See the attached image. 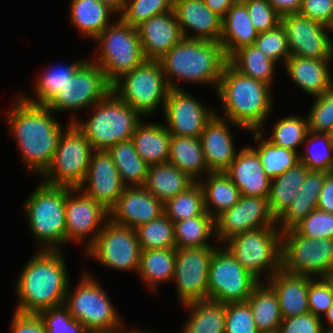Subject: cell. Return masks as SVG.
Returning <instances> with one entry per match:
<instances>
[{"instance_id":"cell-67","label":"cell","mask_w":333,"mask_h":333,"mask_svg":"<svg viewBox=\"0 0 333 333\" xmlns=\"http://www.w3.org/2000/svg\"><path fill=\"white\" fill-rule=\"evenodd\" d=\"M124 333H156V332H152V331H148V330H146V329H130V330H128V329H126V327L124 328Z\"/></svg>"},{"instance_id":"cell-33","label":"cell","mask_w":333,"mask_h":333,"mask_svg":"<svg viewBox=\"0 0 333 333\" xmlns=\"http://www.w3.org/2000/svg\"><path fill=\"white\" fill-rule=\"evenodd\" d=\"M198 183L202 187L205 210L214 219L241 197L240 190L225 172H209Z\"/></svg>"},{"instance_id":"cell-20","label":"cell","mask_w":333,"mask_h":333,"mask_svg":"<svg viewBox=\"0 0 333 333\" xmlns=\"http://www.w3.org/2000/svg\"><path fill=\"white\" fill-rule=\"evenodd\" d=\"M203 104L186 90L170 89L163 110L168 132L175 136L199 138L216 114V110Z\"/></svg>"},{"instance_id":"cell-47","label":"cell","mask_w":333,"mask_h":333,"mask_svg":"<svg viewBox=\"0 0 333 333\" xmlns=\"http://www.w3.org/2000/svg\"><path fill=\"white\" fill-rule=\"evenodd\" d=\"M141 250L176 248L174 222L165 214L135 229Z\"/></svg>"},{"instance_id":"cell-34","label":"cell","mask_w":333,"mask_h":333,"mask_svg":"<svg viewBox=\"0 0 333 333\" xmlns=\"http://www.w3.org/2000/svg\"><path fill=\"white\" fill-rule=\"evenodd\" d=\"M172 165L185 172L195 182L201 174L209 173L200 138L171 135L169 159Z\"/></svg>"},{"instance_id":"cell-17","label":"cell","mask_w":333,"mask_h":333,"mask_svg":"<svg viewBox=\"0 0 333 333\" xmlns=\"http://www.w3.org/2000/svg\"><path fill=\"white\" fill-rule=\"evenodd\" d=\"M281 25L285 29L291 55L320 60L333 59L330 27L300 13L281 16Z\"/></svg>"},{"instance_id":"cell-65","label":"cell","mask_w":333,"mask_h":333,"mask_svg":"<svg viewBox=\"0 0 333 333\" xmlns=\"http://www.w3.org/2000/svg\"><path fill=\"white\" fill-rule=\"evenodd\" d=\"M325 319L328 321V323L323 326L325 332L332 331L333 330V304L332 306L327 310L326 314L324 315Z\"/></svg>"},{"instance_id":"cell-57","label":"cell","mask_w":333,"mask_h":333,"mask_svg":"<svg viewBox=\"0 0 333 333\" xmlns=\"http://www.w3.org/2000/svg\"><path fill=\"white\" fill-rule=\"evenodd\" d=\"M323 320L308 312L294 317L284 318L279 333H325Z\"/></svg>"},{"instance_id":"cell-44","label":"cell","mask_w":333,"mask_h":333,"mask_svg":"<svg viewBox=\"0 0 333 333\" xmlns=\"http://www.w3.org/2000/svg\"><path fill=\"white\" fill-rule=\"evenodd\" d=\"M304 143H307V148L304 153H299V162L310 171L333 172V139L330 133L309 131Z\"/></svg>"},{"instance_id":"cell-53","label":"cell","mask_w":333,"mask_h":333,"mask_svg":"<svg viewBox=\"0 0 333 333\" xmlns=\"http://www.w3.org/2000/svg\"><path fill=\"white\" fill-rule=\"evenodd\" d=\"M319 196L297 195L291 205L276 220L281 232L294 229L311 211L317 208Z\"/></svg>"},{"instance_id":"cell-18","label":"cell","mask_w":333,"mask_h":333,"mask_svg":"<svg viewBox=\"0 0 333 333\" xmlns=\"http://www.w3.org/2000/svg\"><path fill=\"white\" fill-rule=\"evenodd\" d=\"M67 243L88 240L85 251L95 242L105 222L109 219V211L93 198L87 196L79 188H69L65 207ZM91 235V236H90ZM87 236H89L87 238Z\"/></svg>"},{"instance_id":"cell-51","label":"cell","mask_w":333,"mask_h":333,"mask_svg":"<svg viewBox=\"0 0 333 333\" xmlns=\"http://www.w3.org/2000/svg\"><path fill=\"white\" fill-rule=\"evenodd\" d=\"M38 315L47 333H90L72 317L64 305L41 311Z\"/></svg>"},{"instance_id":"cell-54","label":"cell","mask_w":333,"mask_h":333,"mask_svg":"<svg viewBox=\"0 0 333 333\" xmlns=\"http://www.w3.org/2000/svg\"><path fill=\"white\" fill-rule=\"evenodd\" d=\"M294 229L304 237L333 239V213L316 208Z\"/></svg>"},{"instance_id":"cell-11","label":"cell","mask_w":333,"mask_h":333,"mask_svg":"<svg viewBox=\"0 0 333 333\" xmlns=\"http://www.w3.org/2000/svg\"><path fill=\"white\" fill-rule=\"evenodd\" d=\"M93 151L90 141L74 123L69 122L61 134L50 164L41 174L42 182L79 188L85 180Z\"/></svg>"},{"instance_id":"cell-9","label":"cell","mask_w":333,"mask_h":333,"mask_svg":"<svg viewBox=\"0 0 333 333\" xmlns=\"http://www.w3.org/2000/svg\"><path fill=\"white\" fill-rule=\"evenodd\" d=\"M93 41L98 47L95 49L96 58L92 61L103 69L111 84L146 60L137 29L120 18Z\"/></svg>"},{"instance_id":"cell-49","label":"cell","mask_w":333,"mask_h":333,"mask_svg":"<svg viewBox=\"0 0 333 333\" xmlns=\"http://www.w3.org/2000/svg\"><path fill=\"white\" fill-rule=\"evenodd\" d=\"M254 46L260 49L265 56L276 64L279 60L282 65L291 56L284 27L279 24L276 28L258 33Z\"/></svg>"},{"instance_id":"cell-60","label":"cell","mask_w":333,"mask_h":333,"mask_svg":"<svg viewBox=\"0 0 333 333\" xmlns=\"http://www.w3.org/2000/svg\"><path fill=\"white\" fill-rule=\"evenodd\" d=\"M328 173L308 171L306 179L299 190V195L319 196Z\"/></svg>"},{"instance_id":"cell-29","label":"cell","mask_w":333,"mask_h":333,"mask_svg":"<svg viewBox=\"0 0 333 333\" xmlns=\"http://www.w3.org/2000/svg\"><path fill=\"white\" fill-rule=\"evenodd\" d=\"M258 36L243 2L232 5L222 18V32L219 43L229 59L237 50L254 45Z\"/></svg>"},{"instance_id":"cell-15","label":"cell","mask_w":333,"mask_h":333,"mask_svg":"<svg viewBox=\"0 0 333 333\" xmlns=\"http://www.w3.org/2000/svg\"><path fill=\"white\" fill-rule=\"evenodd\" d=\"M141 247L135 229L108 219L95 242L85 251L105 267L134 272L140 267Z\"/></svg>"},{"instance_id":"cell-8","label":"cell","mask_w":333,"mask_h":333,"mask_svg":"<svg viewBox=\"0 0 333 333\" xmlns=\"http://www.w3.org/2000/svg\"><path fill=\"white\" fill-rule=\"evenodd\" d=\"M224 245L260 282L267 281L282 267V232L277 226L237 234ZM264 273L265 280L262 279Z\"/></svg>"},{"instance_id":"cell-62","label":"cell","mask_w":333,"mask_h":333,"mask_svg":"<svg viewBox=\"0 0 333 333\" xmlns=\"http://www.w3.org/2000/svg\"><path fill=\"white\" fill-rule=\"evenodd\" d=\"M273 8L281 15L298 13L302 0H268Z\"/></svg>"},{"instance_id":"cell-46","label":"cell","mask_w":333,"mask_h":333,"mask_svg":"<svg viewBox=\"0 0 333 333\" xmlns=\"http://www.w3.org/2000/svg\"><path fill=\"white\" fill-rule=\"evenodd\" d=\"M309 121L300 115H289L277 120L271 130L269 140L273 145L298 152L309 133Z\"/></svg>"},{"instance_id":"cell-35","label":"cell","mask_w":333,"mask_h":333,"mask_svg":"<svg viewBox=\"0 0 333 333\" xmlns=\"http://www.w3.org/2000/svg\"><path fill=\"white\" fill-rule=\"evenodd\" d=\"M189 316L181 333H225L226 303L203 300L183 305Z\"/></svg>"},{"instance_id":"cell-39","label":"cell","mask_w":333,"mask_h":333,"mask_svg":"<svg viewBox=\"0 0 333 333\" xmlns=\"http://www.w3.org/2000/svg\"><path fill=\"white\" fill-rule=\"evenodd\" d=\"M106 151L126 187L144 186L149 165L138 155L132 140L119 142Z\"/></svg>"},{"instance_id":"cell-50","label":"cell","mask_w":333,"mask_h":333,"mask_svg":"<svg viewBox=\"0 0 333 333\" xmlns=\"http://www.w3.org/2000/svg\"><path fill=\"white\" fill-rule=\"evenodd\" d=\"M313 98L307 115L309 130L315 133H330L333 128V87Z\"/></svg>"},{"instance_id":"cell-36","label":"cell","mask_w":333,"mask_h":333,"mask_svg":"<svg viewBox=\"0 0 333 333\" xmlns=\"http://www.w3.org/2000/svg\"><path fill=\"white\" fill-rule=\"evenodd\" d=\"M258 331H278L283 320L278 297L267 282H260L247 299Z\"/></svg>"},{"instance_id":"cell-70","label":"cell","mask_w":333,"mask_h":333,"mask_svg":"<svg viewBox=\"0 0 333 333\" xmlns=\"http://www.w3.org/2000/svg\"><path fill=\"white\" fill-rule=\"evenodd\" d=\"M330 136H331V138L333 139V128H332V130L330 131Z\"/></svg>"},{"instance_id":"cell-14","label":"cell","mask_w":333,"mask_h":333,"mask_svg":"<svg viewBox=\"0 0 333 333\" xmlns=\"http://www.w3.org/2000/svg\"><path fill=\"white\" fill-rule=\"evenodd\" d=\"M89 60L87 59L62 89L45 104L54 113L77 112L90 108L112 90V84L106 79L103 69Z\"/></svg>"},{"instance_id":"cell-41","label":"cell","mask_w":333,"mask_h":333,"mask_svg":"<svg viewBox=\"0 0 333 333\" xmlns=\"http://www.w3.org/2000/svg\"><path fill=\"white\" fill-rule=\"evenodd\" d=\"M228 62L240 73L272 86L276 63L254 45L237 50Z\"/></svg>"},{"instance_id":"cell-27","label":"cell","mask_w":333,"mask_h":333,"mask_svg":"<svg viewBox=\"0 0 333 333\" xmlns=\"http://www.w3.org/2000/svg\"><path fill=\"white\" fill-rule=\"evenodd\" d=\"M332 60L302 58L291 55L284 66L290 79L298 88L312 97L323 94L333 87L330 71Z\"/></svg>"},{"instance_id":"cell-48","label":"cell","mask_w":333,"mask_h":333,"mask_svg":"<svg viewBox=\"0 0 333 333\" xmlns=\"http://www.w3.org/2000/svg\"><path fill=\"white\" fill-rule=\"evenodd\" d=\"M175 0H125L119 18L132 27H137L149 18L174 10Z\"/></svg>"},{"instance_id":"cell-43","label":"cell","mask_w":333,"mask_h":333,"mask_svg":"<svg viewBox=\"0 0 333 333\" xmlns=\"http://www.w3.org/2000/svg\"><path fill=\"white\" fill-rule=\"evenodd\" d=\"M176 248H200L213 246L209 239L216 237L215 219L197 216L174 223Z\"/></svg>"},{"instance_id":"cell-12","label":"cell","mask_w":333,"mask_h":333,"mask_svg":"<svg viewBox=\"0 0 333 333\" xmlns=\"http://www.w3.org/2000/svg\"><path fill=\"white\" fill-rule=\"evenodd\" d=\"M281 268L314 279L325 277L333 272V239L304 237L295 229L282 232Z\"/></svg>"},{"instance_id":"cell-13","label":"cell","mask_w":333,"mask_h":333,"mask_svg":"<svg viewBox=\"0 0 333 333\" xmlns=\"http://www.w3.org/2000/svg\"><path fill=\"white\" fill-rule=\"evenodd\" d=\"M259 283L260 281L242 267L224 244L214 250L208 273V300L226 304L244 302Z\"/></svg>"},{"instance_id":"cell-23","label":"cell","mask_w":333,"mask_h":333,"mask_svg":"<svg viewBox=\"0 0 333 333\" xmlns=\"http://www.w3.org/2000/svg\"><path fill=\"white\" fill-rule=\"evenodd\" d=\"M136 29L146 60L161 59L184 38L174 10L157 14Z\"/></svg>"},{"instance_id":"cell-6","label":"cell","mask_w":333,"mask_h":333,"mask_svg":"<svg viewBox=\"0 0 333 333\" xmlns=\"http://www.w3.org/2000/svg\"><path fill=\"white\" fill-rule=\"evenodd\" d=\"M87 120L70 118L71 123L90 141L93 150H107L115 144L131 140L142 116L126 104L113 90L92 106ZM83 121V122H82Z\"/></svg>"},{"instance_id":"cell-40","label":"cell","mask_w":333,"mask_h":333,"mask_svg":"<svg viewBox=\"0 0 333 333\" xmlns=\"http://www.w3.org/2000/svg\"><path fill=\"white\" fill-rule=\"evenodd\" d=\"M258 147L250 146L259 156L265 174L272 180L299 163V153L273 145L263 130L251 131Z\"/></svg>"},{"instance_id":"cell-69","label":"cell","mask_w":333,"mask_h":333,"mask_svg":"<svg viewBox=\"0 0 333 333\" xmlns=\"http://www.w3.org/2000/svg\"><path fill=\"white\" fill-rule=\"evenodd\" d=\"M261 333H279V331H272V332H261Z\"/></svg>"},{"instance_id":"cell-2","label":"cell","mask_w":333,"mask_h":333,"mask_svg":"<svg viewBox=\"0 0 333 333\" xmlns=\"http://www.w3.org/2000/svg\"><path fill=\"white\" fill-rule=\"evenodd\" d=\"M36 251L17 277L14 312L38 315L64 305L70 279L62 250Z\"/></svg>"},{"instance_id":"cell-45","label":"cell","mask_w":333,"mask_h":333,"mask_svg":"<svg viewBox=\"0 0 333 333\" xmlns=\"http://www.w3.org/2000/svg\"><path fill=\"white\" fill-rule=\"evenodd\" d=\"M164 214L174 223L197 216H210L205 210L202 187L195 182L164 204Z\"/></svg>"},{"instance_id":"cell-58","label":"cell","mask_w":333,"mask_h":333,"mask_svg":"<svg viewBox=\"0 0 333 333\" xmlns=\"http://www.w3.org/2000/svg\"><path fill=\"white\" fill-rule=\"evenodd\" d=\"M298 13L330 27L333 23V0H302Z\"/></svg>"},{"instance_id":"cell-31","label":"cell","mask_w":333,"mask_h":333,"mask_svg":"<svg viewBox=\"0 0 333 333\" xmlns=\"http://www.w3.org/2000/svg\"><path fill=\"white\" fill-rule=\"evenodd\" d=\"M131 140L138 155L148 165L168 162L171 134L164 124L144 123L142 120Z\"/></svg>"},{"instance_id":"cell-55","label":"cell","mask_w":333,"mask_h":333,"mask_svg":"<svg viewBox=\"0 0 333 333\" xmlns=\"http://www.w3.org/2000/svg\"><path fill=\"white\" fill-rule=\"evenodd\" d=\"M243 3L258 33L271 30L281 24V15L268 0H245Z\"/></svg>"},{"instance_id":"cell-66","label":"cell","mask_w":333,"mask_h":333,"mask_svg":"<svg viewBox=\"0 0 333 333\" xmlns=\"http://www.w3.org/2000/svg\"><path fill=\"white\" fill-rule=\"evenodd\" d=\"M322 279L327 283V285L329 286L331 293L333 295V272H330Z\"/></svg>"},{"instance_id":"cell-25","label":"cell","mask_w":333,"mask_h":333,"mask_svg":"<svg viewBox=\"0 0 333 333\" xmlns=\"http://www.w3.org/2000/svg\"><path fill=\"white\" fill-rule=\"evenodd\" d=\"M174 12L184 38L220 41L222 18L212 12L204 0H175Z\"/></svg>"},{"instance_id":"cell-28","label":"cell","mask_w":333,"mask_h":333,"mask_svg":"<svg viewBox=\"0 0 333 333\" xmlns=\"http://www.w3.org/2000/svg\"><path fill=\"white\" fill-rule=\"evenodd\" d=\"M313 279L287 273L281 268L266 281L277 294L283 319L310 312L308 288Z\"/></svg>"},{"instance_id":"cell-4","label":"cell","mask_w":333,"mask_h":333,"mask_svg":"<svg viewBox=\"0 0 333 333\" xmlns=\"http://www.w3.org/2000/svg\"><path fill=\"white\" fill-rule=\"evenodd\" d=\"M159 62L170 89L184 90L176 83L181 80L203 86L214 85L216 91L228 59L219 42L183 38Z\"/></svg>"},{"instance_id":"cell-38","label":"cell","mask_w":333,"mask_h":333,"mask_svg":"<svg viewBox=\"0 0 333 333\" xmlns=\"http://www.w3.org/2000/svg\"><path fill=\"white\" fill-rule=\"evenodd\" d=\"M176 248L142 250L138 275L156 293L158 284L172 281L175 273Z\"/></svg>"},{"instance_id":"cell-5","label":"cell","mask_w":333,"mask_h":333,"mask_svg":"<svg viewBox=\"0 0 333 333\" xmlns=\"http://www.w3.org/2000/svg\"><path fill=\"white\" fill-rule=\"evenodd\" d=\"M68 187L40 182L24 201L29 231L38 250H63L67 244L65 207Z\"/></svg>"},{"instance_id":"cell-64","label":"cell","mask_w":333,"mask_h":333,"mask_svg":"<svg viewBox=\"0 0 333 333\" xmlns=\"http://www.w3.org/2000/svg\"><path fill=\"white\" fill-rule=\"evenodd\" d=\"M99 1L109 5L118 14L122 11L125 3V0H99Z\"/></svg>"},{"instance_id":"cell-3","label":"cell","mask_w":333,"mask_h":333,"mask_svg":"<svg viewBox=\"0 0 333 333\" xmlns=\"http://www.w3.org/2000/svg\"><path fill=\"white\" fill-rule=\"evenodd\" d=\"M271 86L240 73L229 62L222 71L216 94L223 106V116L249 133L263 130L271 113Z\"/></svg>"},{"instance_id":"cell-19","label":"cell","mask_w":333,"mask_h":333,"mask_svg":"<svg viewBox=\"0 0 333 333\" xmlns=\"http://www.w3.org/2000/svg\"><path fill=\"white\" fill-rule=\"evenodd\" d=\"M277 226L269 210L268 198L241 195L230 209L215 218V234L219 244L246 231Z\"/></svg>"},{"instance_id":"cell-61","label":"cell","mask_w":333,"mask_h":333,"mask_svg":"<svg viewBox=\"0 0 333 333\" xmlns=\"http://www.w3.org/2000/svg\"><path fill=\"white\" fill-rule=\"evenodd\" d=\"M317 209L333 213V172L326 175L323 188L319 194Z\"/></svg>"},{"instance_id":"cell-63","label":"cell","mask_w":333,"mask_h":333,"mask_svg":"<svg viewBox=\"0 0 333 333\" xmlns=\"http://www.w3.org/2000/svg\"><path fill=\"white\" fill-rule=\"evenodd\" d=\"M206 6L214 13L223 18L229 8L237 3L236 0H204Z\"/></svg>"},{"instance_id":"cell-24","label":"cell","mask_w":333,"mask_h":333,"mask_svg":"<svg viewBox=\"0 0 333 333\" xmlns=\"http://www.w3.org/2000/svg\"><path fill=\"white\" fill-rule=\"evenodd\" d=\"M230 124L246 130L242 126L215 114L199 137L210 172H225L236 157L237 151L233 141V133L229 130Z\"/></svg>"},{"instance_id":"cell-1","label":"cell","mask_w":333,"mask_h":333,"mask_svg":"<svg viewBox=\"0 0 333 333\" xmlns=\"http://www.w3.org/2000/svg\"><path fill=\"white\" fill-rule=\"evenodd\" d=\"M11 107L5 113V120L21 151L26 171L41 175L50 164L66 128L46 105L28 102L19 93Z\"/></svg>"},{"instance_id":"cell-37","label":"cell","mask_w":333,"mask_h":333,"mask_svg":"<svg viewBox=\"0 0 333 333\" xmlns=\"http://www.w3.org/2000/svg\"><path fill=\"white\" fill-rule=\"evenodd\" d=\"M309 169L299 162L282 175L272 179L268 197L269 210L276 220L291 205L303 185Z\"/></svg>"},{"instance_id":"cell-32","label":"cell","mask_w":333,"mask_h":333,"mask_svg":"<svg viewBox=\"0 0 333 333\" xmlns=\"http://www.w3.org/2000/svg\"><path fill=\"white\" fill-rule=\"evenodd\" d=\"M195 183L185 172L170 162L149 165L144 188L165 204Z\"/></svg>"},{"instance_id":"cell-10","label":"cell","mask_w":333,"mask_h":333,"mask_svg":"<svg viewBox=\"0 0 333 333\" xmlns=\"http://www.w3.org/2000/svg\"><path fill=\"white\" fill-rule=\"evenodd\" d=\"M112 90L142 116H148L160 105L164 110L170 88L159 60H145L117 79Z\"/></svg>"},{"instance_id":"cell-42","label":"cell","mask_w":333,"mask_h":333,"mask_svg":"<svg viewBox=\"0 0 333 333\" xmlns=\"http://www.w3.org/2000/svg\"><path fill=\"white\" fill-rule=\"evenodd\" d=\"M85 61L86 59H83L72 64H59L55 67L52 66L51 69L48 68V71L42 73L34 82L35 98L23 94V92L19 94L28 102L45 105L74 76L76 70Z\"/></svg>"},{"instance_id":"cell-71","label":"cell","mask_w":333,"mask_h":333,"mask_svg":"<svg viewBox=\"0 0 333 333\" xmlns=\"http://www.w3.org/2000/svg\"><path fill=\"white\" fill-rule=\"evenodd\" d=\"M330 30H331L330 33H333V23H332V25L330 26Z\"/></svg>"},{"instance_id":"cell-72","label":"cell","mask_w":333,"mask_h":333,"mask_svg":"<svg viewBox=\"0 0 333 333\" xmlns=\"http://www.w3.org/2000/svg\"><path fill=\"white\" fill-rule=\"evenodd\" d=\"M237 2H244L245 0H236Z\"/></svg>"},{"instance_id":"cell-7","label":"cell","mask_w":333,"mask_h":333,"mask_svg":"<svg viewBox=\"0 0 333 333\" xmlns=\"http://www.w3.org/2000/svg\"><path fill=\"white\" fill-rule=\"evenodd\" d=\"M79 280L73 291L69 284L65 296L64 306L72 317L90 332L124 329L125 323L100 282L87 272Z\"/></svg>"},{"instance_id":"cell-52","label":"cell","mask_w":333,"mask_h":333,"mask_svg":"<svg viewBox=\"0 0 333 333\" xmlns=\"http://www.w3.org/2000/svg\"><path fill=\"white\" fill-rule=\"evenodd\" d=\"M225 333H260L247 301L226 304Z\"/></svg>"},{"instance_id":"cell-56","label":"cell","mask_w":333,"mask_h":333,"mask_svg":"<svg viewBox=\"0 0 333 333\" xmlns=\"http://www.w3.org/2000/svg\"><path fill=\"white\" fill-rule=\"evenodd\" d=\"M333 304V295L322 278L313 279L308 288V307L311 313L322 319V315Z\"/></svg>"},{"instance_id":"cell-16","label":"cell","mask_w":333,"mask_h":333,"mask_svg":"<svg viewBox=\"0 0 333 333\" xmlns=\"http://www.w3.org/2000/svg\"><path fill=\"white\" fill-rule=\"evenodd\" d=\"M216 248H176L173 281L182 305L207 300L209 265Z\"/></svg>"},{"instance_id":"cell-59","label":"cell","mask_w":333,"mask_h":333,"mask_svg":"<svg viewBox=\"0 0 333 333\" xmlns=\"http://www.w3.org/2000/svg\"><path fill=\"white\" fill-rule=\"evenodd\" d=\"M12 333H47L39 315L14 312L11 321Z\"/></svg>"},{"instance_id":"cell-68","label":"cell","mask_w":333,"mask_h":333,"mask_svg":"<svg viewBox=\"0 0 333 333\" xmlns=\"http://www.w3.org/2000/svg\"><path fill=\"white\" fill-rule=\"evenodd\" d=\"M90 333H124V329L117 330V331H112V332H90Z\"/></svg>"},{"instance_id":"cell-22","label":"cell","mask_w":333,"mask_h":333,"mask_svg":"<svg viewBox=\"0 0 333 333\" xmlns=\"http://www.w3.org/2000/svg\"><path fill=\"white\" fill-rule=\"evenodd\" d=\"M164 214V204L143 186L126 187L109 210V219L136 229Z\"/></svg>"},{"instance_id":"cell-21","label":"cell","mask_w":333,"mask_h":333,"mask_svg":"<svg viewBox=\"0 0 333 333\" xmlns=\"http://www.w3.org/2000/svg\"><path fill=\"white\" fill-rule=\"evenodd\" d=\"M118 169L106 150H94L84 182L79 189L110 210L125 190Z\"/></svg>"},{"instance_id":"cell-26","label":"cell","mask_w":333,"mask_h":333,"mask_svg":"<svg viewBox=\"0 0 333 333\" xmlns=\"http://www.w3.org/2000/svg\"><path fill=\"white\" fill-rule=\"evenodd\" d=\"M225 173L240 190L241 195L269 197L272 180L265 174L259 156L250 145L237 152Z\"/></svg>"},{"instance_id":"cell-30","label":"cell","mask_w":333,"mask_h":333,"mask_svg":"<svg viewBox=\"0 0 333 333\" xmlns=\"http://www.w3.org/2000/svg\"><path fill=\"white\" fill-rule=\"evenodd\" d=\"M69 21L85 37L94 40L110 24V17L118 13L99 0H71Z\"/></svg>"}]
</instances>
